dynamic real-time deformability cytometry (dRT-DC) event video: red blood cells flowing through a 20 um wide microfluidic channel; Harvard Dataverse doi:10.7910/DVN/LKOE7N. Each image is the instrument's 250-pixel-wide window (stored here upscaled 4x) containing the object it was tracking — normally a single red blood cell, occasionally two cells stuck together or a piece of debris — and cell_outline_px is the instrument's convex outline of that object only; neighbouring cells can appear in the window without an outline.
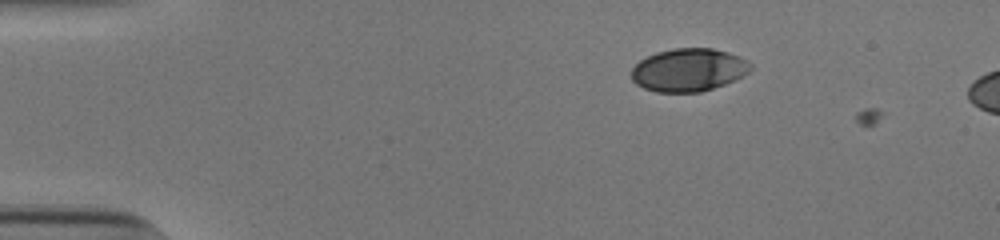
{"species": "human", "species_latin": "Homo sapiens", "temperature_condition": "cold", "stored_images_in_passage": 8, "camera_frame_rate_fps": 3000, "um_per_image_px": 0.085, "donor": {"sex": "male"}, "frame": {"image": 1, "passage_image": 3, "time_ms": 0.667, "image_size_px": [1000, 240], "cell_outline_px": [[752, 68], [748, 72], [724, 84], [700, 92], [656, 92], [644, 88], [636, 84], [632, 80], [632, 68], [640, 60], [656, 52], [672, 48], [712, 48], [728, 52], [740, 56], [748, 60], [752, 64]], "centroid_in_image_um": [58.52, 5.93], "position_along_channel_um": 26.5, "area_um2": 29.77}}